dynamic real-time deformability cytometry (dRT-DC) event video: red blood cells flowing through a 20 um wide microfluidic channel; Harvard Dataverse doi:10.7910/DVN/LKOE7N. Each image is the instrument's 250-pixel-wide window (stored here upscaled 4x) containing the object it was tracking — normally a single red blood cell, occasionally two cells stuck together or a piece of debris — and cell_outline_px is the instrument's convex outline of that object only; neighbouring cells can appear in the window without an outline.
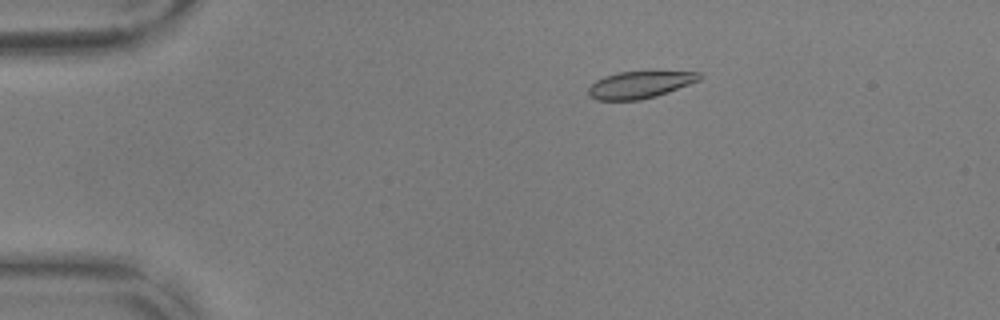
{"species": "common noctule bat (a hibernating species)", "species_latin": "Nyctalus noctula", "temperature_condition": "warm", "stored_images_in_passage": 52, "camera_frame_rate_fps": 3000, "um_per_image_px": 0.085, "animal": {"sex": "male", "body_mass_g": 17.9, "forearm_length_mm": 54.2}, "frame": {"image": 1, "passage_image": 11, "time_ms": 3.333, "image_size_px": [1000, 320], "cell_outline_px": [[704, 76], [700, 80], [668, 92], [656, 96], [640, 100], [596, 100], [588, 96], [588, 88], [596, 80], [604, 76], [620, 72], [700, 72]], "centroid_in_image_um": [54.37, 7.21], "position_along_channel_um": 30.6, "area_um2": 17.4}}
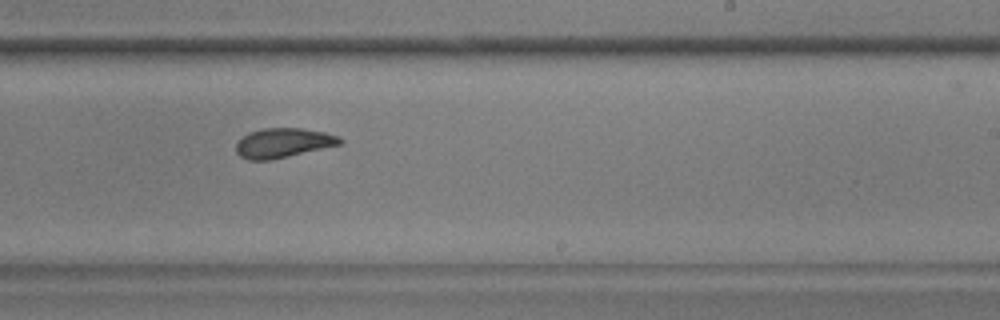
{"frame": {"image": 2, "passage_image": 35, "time_ms": 11.333, "image_size_px": [1000, 320], "cell_outline_px": [[344, 140], [340, 144], [272, 160], [248, 160], [240, 156], [236, 152], [236, 144], [248, 132], [264, 128], [300, 128], [324, 132], [340, 136]], "centroid_in_image_um": [24.06, 12.15], "position_along_channel_um": 264.9, "area_um2": 17.8}}
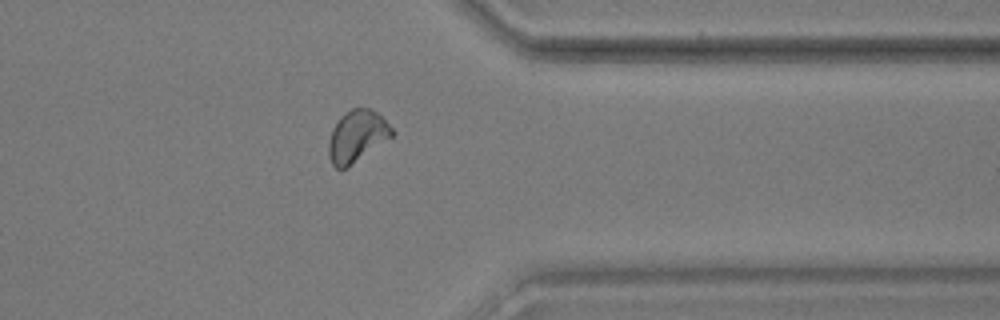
{"frame": {"image": 3, "passage_image": 45, "time_ms": 14.667, "image_size_px": [1000, 320], "cell_outline_px": [[396, 132], [392, 136], [348, 168], [336, 168], [332, 164], [328, 156], [328, 140], [332, 128], [340, 116], [344, 112], [352, 108], [372, 108]], "centroid_in_image_um": [30.31, 11.58], "position_along_channel_um": 381.1, "area_um2": 19.19}}